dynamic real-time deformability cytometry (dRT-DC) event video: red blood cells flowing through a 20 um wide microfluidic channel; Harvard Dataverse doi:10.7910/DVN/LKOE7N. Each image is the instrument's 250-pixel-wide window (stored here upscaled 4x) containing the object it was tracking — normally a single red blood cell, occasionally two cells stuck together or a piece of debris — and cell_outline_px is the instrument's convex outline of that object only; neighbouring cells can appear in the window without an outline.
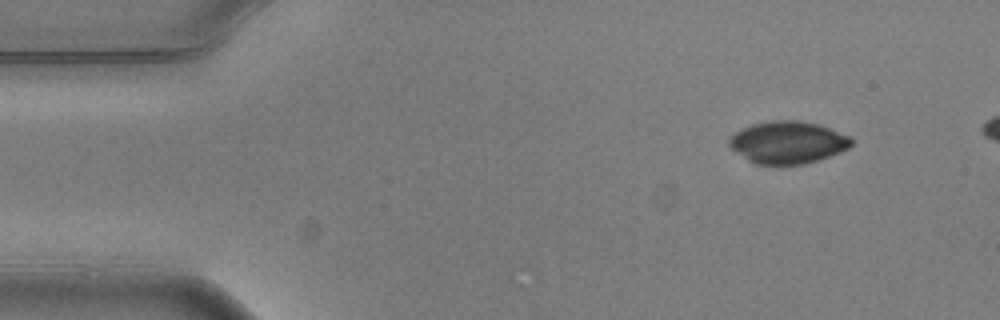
{"species": "common noctule bat (a hibernating species)", "species_latin": "Nyctalus noctula", "temperature_condition": "warm", "stored_images_in_passage": 4, "camera_frame_rate_fps": 3000, "um_per_image_px": 0.085, "animal": {"sex": "male", "body_mass_g": 20.5, "forearm_length_mm": 52.5}, "frame": {"image": 1, "passage_image": 1, "time_ms": 0.0, "image_size_px": [1000, 320], "cell_outline_px": [[852, 144], [848, 148], [840, 152], [804, 164], [756, 164], [748, 160], [732, 148], [728, 144], [728, 140], [736, 132], [752, 124], [772, 120], [796, 120], [816, 124], [828, 128], [848, 136], [852, 140]], "centroid_in_image_um": [66.95, 12.1], "position_along_channel_um": 18.1, "area_um2": 29.54}}